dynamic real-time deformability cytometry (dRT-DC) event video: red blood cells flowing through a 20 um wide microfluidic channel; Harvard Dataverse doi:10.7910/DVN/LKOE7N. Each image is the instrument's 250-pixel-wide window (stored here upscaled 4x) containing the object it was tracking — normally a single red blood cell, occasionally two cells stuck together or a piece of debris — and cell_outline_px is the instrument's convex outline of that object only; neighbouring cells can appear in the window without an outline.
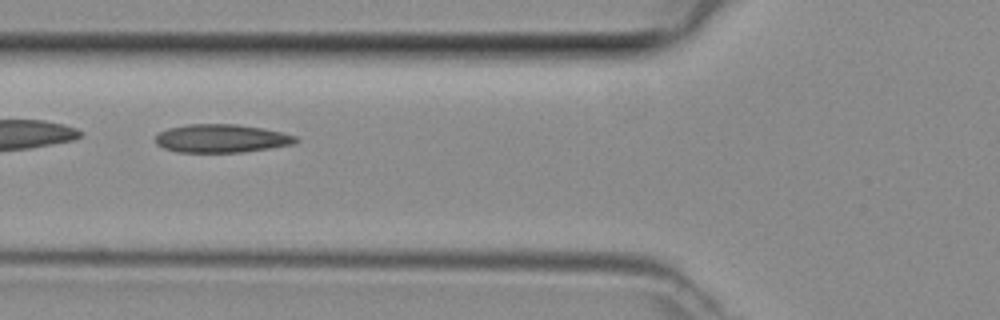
{"species": "common noctule bat (a hibernating species)", "species_latin": "Nyctalus noctula", "temperature_condition": "room temperature", "stored_images_in_passage": 45, "camera_frame_rate_fps": 3000, "um_per_image_px": 0.085, "animal": {"sex": "female", "body_mass_g": 29.2, "forearm_length_mm": 56.3}, "frame": {"image": 1, "passage_image": 17, "time_ms": 5.333, "image_size_px": [1000, 320], "cell_outline_px": [[300, 140], [292, 144], [268, 148], [240, 152], [176, 152], [164, 148], [156, 144], [156, 136], [160, 132], [168, 128], [188, 124], [236, 124], [264, 128], [296, 136]], "centroid_in_image_um": [18.81, 11.76], "position_along_channel_um": 107.0, "area_um2": 23.0}}
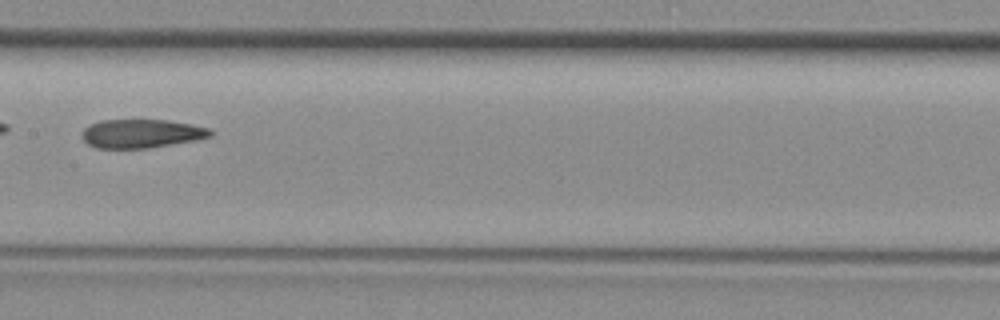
{"frame": {"image": 2, "passage_image": 23, "time_ms": 7.333, "image_size_px": [1000, 320], "cell_outline_px": [[212, 136], [196, 140], [148, 148], [96, 148], [88, 144], [80, 136], [80, 132], [88, 124], [100, 120], [168, 120], [192, 124], [208, 128], [212, 132]], "centroid_in_image_um": [11.97, 11.35], "position_along_channel_um": 195.4, "area_um2": 21.62}}
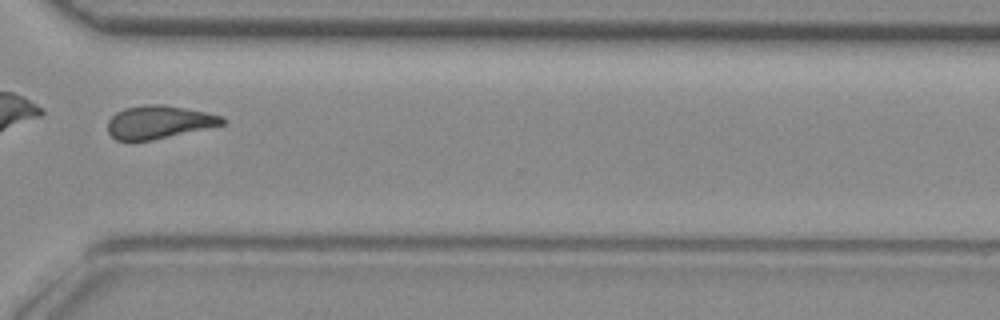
{"frame": {"image": 3, "passage_image": 34, "time_ms": 11.0, "image_size_px": [1000, 320], "cell_outline_px": [[228, 120], [224, 124], [152, 140], [116, 140], [108, 132], [108, 120], [116, 112], [124, 108], [144, 104], [160, 104], [208, 112], [220, 116]], "centroid_in_image_um": [13.49, 10.36], "position_along_channel_um": 357.1, "area_um2": 21.91}}